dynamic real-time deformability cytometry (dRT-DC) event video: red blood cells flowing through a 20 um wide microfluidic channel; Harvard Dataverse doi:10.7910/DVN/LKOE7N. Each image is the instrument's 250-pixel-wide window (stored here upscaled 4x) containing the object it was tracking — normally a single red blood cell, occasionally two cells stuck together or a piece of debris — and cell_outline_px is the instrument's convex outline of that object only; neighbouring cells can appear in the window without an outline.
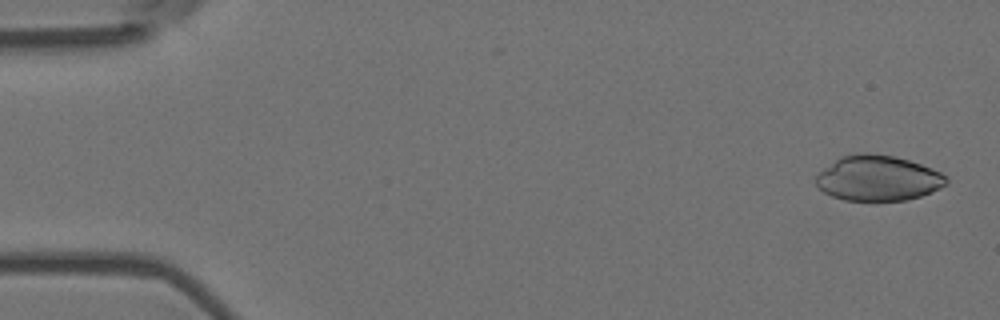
{"species": "Egyptian fruit bat (a non-hibernating species)", "species_latin": "Rousettus aegyptiacus", "temperature_condition": "room temperature", "stored_images_in_passage": 54, "camera_frame_rate_fps": 3000, "um_per_image_px": 0.085, "animal": {"sex": "female"}, "frame": {"image": 1, "passage_image": 2, "time_ms": 0.333, "image_size_px": [1000, 320], "cell_outline_px": [[948, 184], [932, 192], [920, 196], [904, 200], [872, 204], [844, 200], [832, 196], [824, 192], [816, 184], [816, 176], [824, 168], [836, 160], [844, 156], [864, 152], [868, 152], [892, 156], [908, 160], [932, 168], [948, 176]], "centroid_in_image_um": [74.65, 15.2], "position_along_channel_um": 10.3, "area_um2": 35.03}}